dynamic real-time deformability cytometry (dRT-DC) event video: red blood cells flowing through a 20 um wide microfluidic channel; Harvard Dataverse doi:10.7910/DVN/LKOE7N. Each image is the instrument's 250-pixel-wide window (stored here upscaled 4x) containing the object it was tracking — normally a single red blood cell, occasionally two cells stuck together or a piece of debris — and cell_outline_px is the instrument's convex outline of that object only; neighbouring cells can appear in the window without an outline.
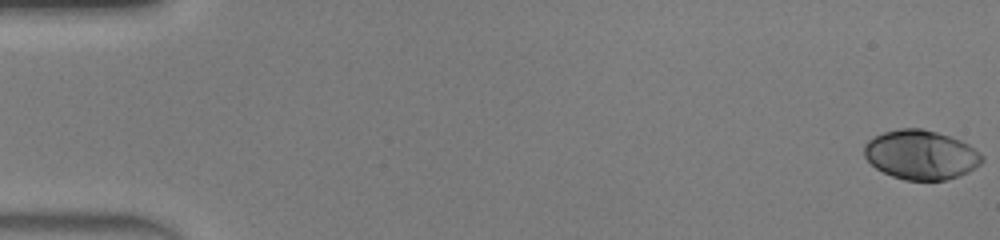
{"species": "human", "species_latin": "Homo sapiens", "temperature_condition": "warm", "stored_images_in_passage": 50, "camera_frame_rate_fps": 3000, "um_per_image_px": 0.085, "donor": {"sex": "male"}, "frame": {"image": 1, "passage_image": 1, "time_ms": 0.0, "image_size_px": [1000, 240], "cell_outline_px": [[984, 160], [976, 168], [968, 172], [944, 180], [904, 180], [892, 176], [876, 168], [864, 156], [864, 144], [868, 140], [884, 132], [900, 128], [920, 128], [936, 132], [960, 140], [968, 144], [980, 152], [984, 156]], "centroid_in_image_um": [78.29, 13.16], "position_along_channel_um": 6.7, "area_um2": 33.76}}
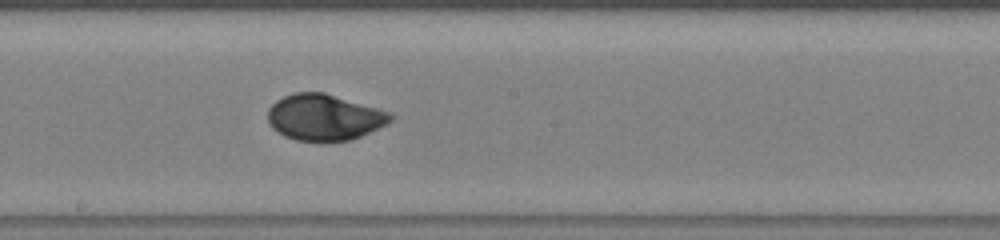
{"frame": {"image": 2, "passage_image": 28, "time_ms": 9.0, "image_size_px": [1000, 240], "cell_outline_px": [[396, 116], [388, 124], [352, 140], [320, 144], [296, 140], [284, 136], [272, 128], [268, 120], [268, 108], [276, 100], [284, 96], [296, 92], [324, 92], [392, 112]], "centroid_in_image_um": [27.59, 10.0], "position_along_channel_um": 220.6, "area_um2": 33.87}}
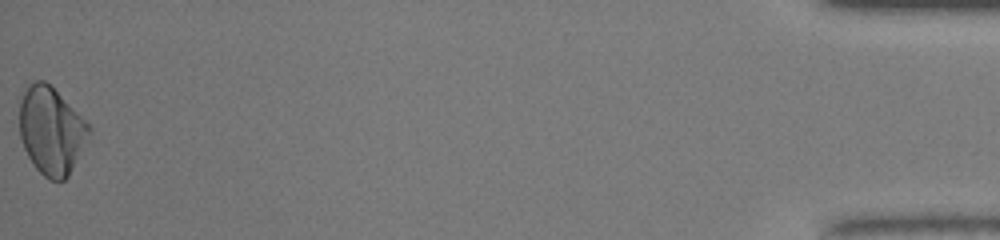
{"frame": {"image": 3, "passage_image": 50, "time_ms": 16.333, "image_size_px": [1000, 240], "cell_outline_px": [[92, 132], [68, 176], [64, 180], [48, 180], [36, 168], [28, 156], [24, 148], [20, 136], [20, 100], [24, 92], [36, 80], [44, 80], [92, 128]], "centroid_in_image_um": [4.36, 11.15], "position_along_channel_um": 430.8, "area_um2": 34.68}, "authors_computed_cell_mechanics": {"area_um2": 33.4084, "velocity_mm_per_s": 4.22, "shape_relaxation_time_tau1_ms": 3.8267, "shape_relaxation_time_tau2_ms": 0.8042, "deformation_change_tau1": 0.1766, "deformation_change_tau2": 0.0236}}